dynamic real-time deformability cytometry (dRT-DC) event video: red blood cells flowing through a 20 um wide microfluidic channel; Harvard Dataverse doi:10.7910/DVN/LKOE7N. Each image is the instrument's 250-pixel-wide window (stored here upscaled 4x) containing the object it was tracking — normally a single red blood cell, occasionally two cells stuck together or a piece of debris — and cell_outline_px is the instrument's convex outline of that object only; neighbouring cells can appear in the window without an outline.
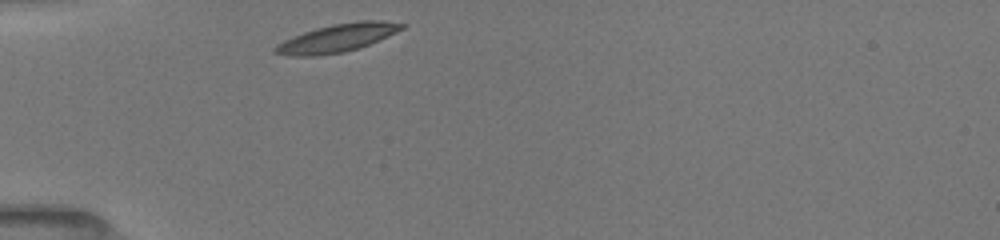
{"species": "common noctule bat (a hibernating species)", "species_latin": "Nyctalus noctula", "temperature_condition": "room temperature", "stored_images_in_passage": 28, "camera_frame_rate_fps": 3000, "um_per_image_px": 0.085, "animal": {"sex": "female", "body_mass_g": 19.5, "forearm_length_mm": 54.1}, "frame": {"image": 1, "passage_image": 1, "time_ms": 0.0, "image_size_px": [1000, 240], "cell_outline_px": [[408, 24], [404, 28], [388, 36], [360, 48], [344, 52], [316, 56], [288, 56], [272, 52], [272, 48], [276, 44], [292, 36], [316, 28], [332, 24], [360, 20], [384, 20]], "centroid_in_image_um": [28.66, 3.23], "position_along_channel_um": 56.3, "area_um2": 20.98}}
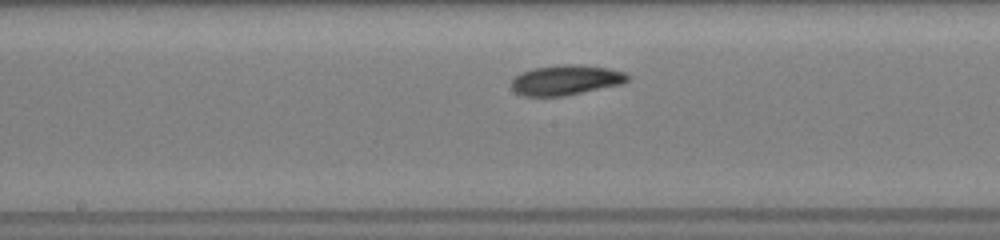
{"frame": {"image": 2, "passage_image": 15, "time_ms": 4.0, "image_size_px": [1000, 240], "cell_outline_px": [[632, 76], [624, 84], [564, 96], [524, 96], [516, 92], [512, 88], [512, 76], [520, 72], [532, 68], [560, 64], [580, 64], [608, 68], [624, 72]], "centroid_in_image_um": [48.11, 6.79], "position_along_channel_um": 200.1, "area_um2": 20.75}}
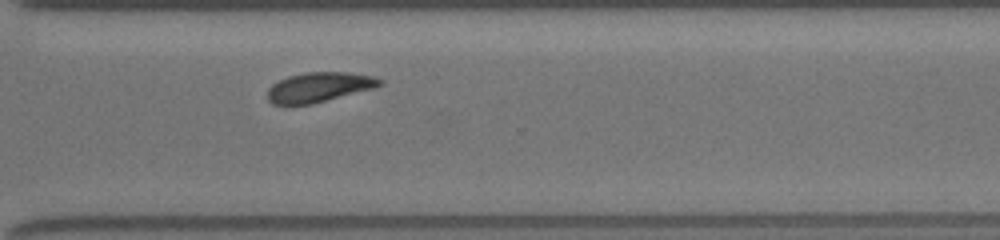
{"frame": {"image": 3, "passage_image": 28, "time_ms": 7.667, "image_size_px": [1000, 240], "cell_outline_px": [[384, 84], [376, 88], [312, 104], [284, 108], [272, 104], [268, 100], [268, 88], [272, 84], [288, 76], [304, 72], [352, 72], [376, 76], [384, 80]], "centroid_in_image_um": [27.13, 7.44], "position_along_channel_um": 343.5, "area_um2": 20.35}}